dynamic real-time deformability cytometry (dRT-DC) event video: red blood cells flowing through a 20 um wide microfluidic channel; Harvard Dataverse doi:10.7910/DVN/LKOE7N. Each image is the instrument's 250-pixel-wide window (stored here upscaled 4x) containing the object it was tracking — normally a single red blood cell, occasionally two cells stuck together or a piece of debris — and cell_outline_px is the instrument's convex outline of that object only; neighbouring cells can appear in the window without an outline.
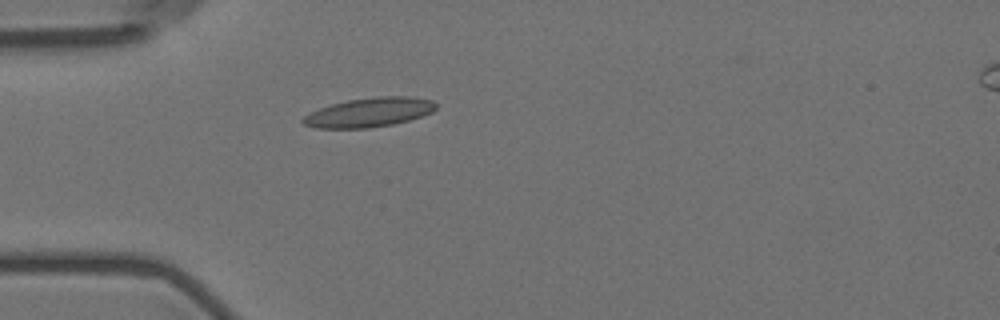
{"species": "Egyptian fruit bat (a non-hibernating species)", "species_latin": "Rousettus aegyptiacus", "temperature_condition": "room temperature", "stored_images_in_passage": 41, "camera_frame_rate_fps": 3000, "um_per_image_px": 0.085, "animal": {"sex": "female"}, "frame": {"image": 1, "passage_image": 1, "time_ms": 0.0, "image_size_px": [1000, 320], "cell_outline_px": [[436, 108], [432, 112], [408, 120], [392, 124], [368, 128], [316, 128], [304, 124], [300, 120], [304, 116], [320, 108], [332, 104], [348, 100], [380, 96], [408, 96], [432, 100], [436, 104]], "centroid_in_image_um": [31.38, 9.55], "position_along_channel_um": 53.6, "area_um2": 22.43}}
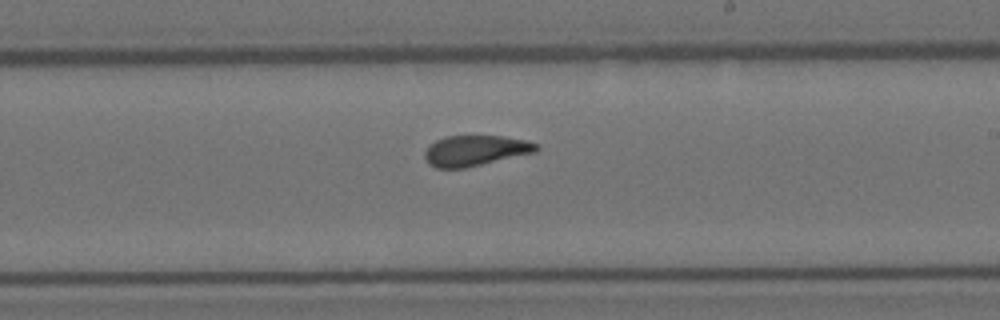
{"frame": {"image": 2, "passage_image": 18, "time_ms": 5.667, "image_size_px": [1000, 320], "cell_outline_px": [[540, 148], [536, 152], [464, 168], [436, 168], [428, 164], [424, 156], [424, 152], [436, 140], [448, 136], [504, 136], [528, 140], [536, 144]], "centroid_in_image_um": [40.42, 12.8], "position_along_channel_um": 248.6, "area_um2": 19.77}}
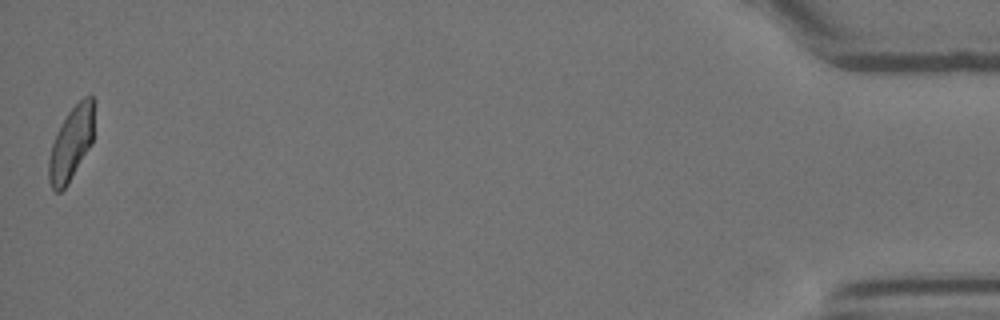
{"frame": {"image": 3, "passage_image": 41, "time_ms": 13.333, "image_size_px": [1000, 320], "cell_outline_px": [[92, 144], [68, 184], [60, 192], [56, 192], [52, 188], [48, 180], [48, 160], [52, 144], [56, 132], [68, 112], [84, 96], [92, 96]], "centroid_in_image_um": [6.01, 12.26], "position_along_channel_um": 429.2, "area_um2": 19.13}, "authors_computed_cell_mechanics": {"area_um2": 20.1144, "velocity_mm_per_s": 3.5774, "shape_relaxation_time_tau1_ms": 6.8364, "shape_relaxation_time_tau2_ms": 1.6781, "deformation_change_tau1": 0.1736, "deformation_change_tau2": 0.0771}}